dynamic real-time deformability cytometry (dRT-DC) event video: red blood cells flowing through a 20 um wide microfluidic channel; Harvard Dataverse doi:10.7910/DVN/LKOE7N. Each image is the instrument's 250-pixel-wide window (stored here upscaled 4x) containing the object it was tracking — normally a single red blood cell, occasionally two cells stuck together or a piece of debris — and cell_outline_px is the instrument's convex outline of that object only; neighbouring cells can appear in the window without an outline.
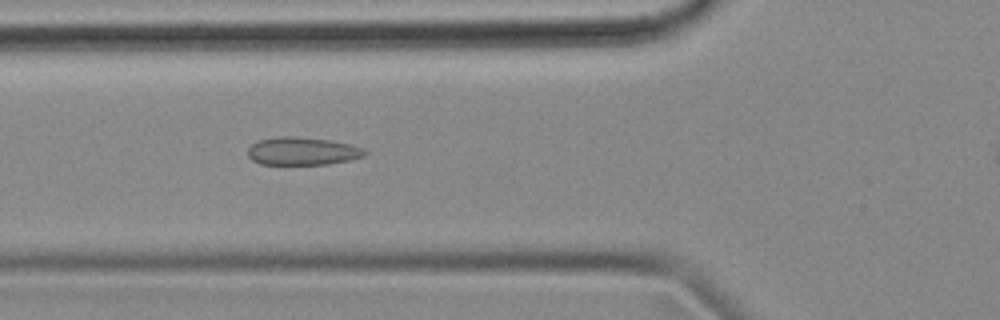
{"species": "common noctule bat (a hibernating species)", "species_latin": "Nyctalus noctula", "temperature_condition": "cold", "stored_images_in_passage": 48, "camera_frame_rate_fps": 3000, "um_per_image_px": 0.085, "animal": {"sex": "female", "body_mass_g": 18.4}, "frame": {"image": 1, "passage_image": 19, "time_ms": 6.0, "image_size_px": [1000, 320], "cell_outline_px": [[368, 152], [364, 156], [348, 160], [328, 164], [260, 164], [252, 160], [248, 156], [248, 148], [252, 144], [260, 140], [280, 136], [296, 136], [328, 140], [348, 144], [364, 148]], "centroid_in_image_um": [25.69, 12.85], "position_along_channel_um": 100.1, "area_um2": 18.9}}
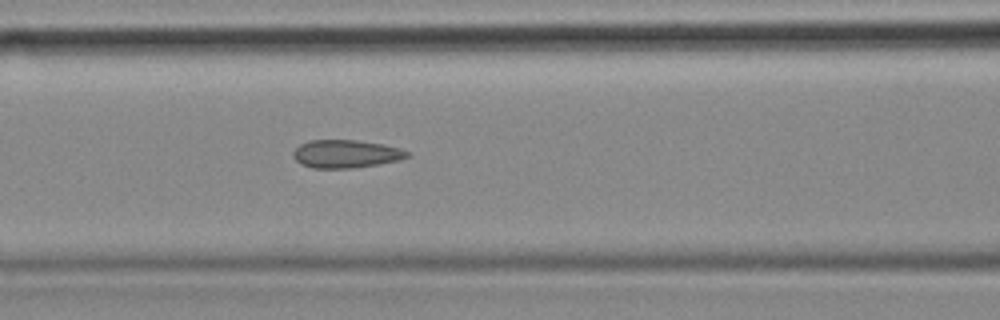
{"frame": {"image": 2, "passage_image": 22, "time_ms": 7.0, "image_size_px": [1000, 320], "cell_outline_px": [[412, 156], [400, 160], [352, 168], [312, 168], [300, 164], [292, 156], [292, 152], [300, 144], [312, 140], [356, 140], [384, 144], [400, 148], [408, 152]], "centroid_in_image_um": [29.4, 13.08], "position_along_channel_um": 137.2, "area_um2": 18.67}}
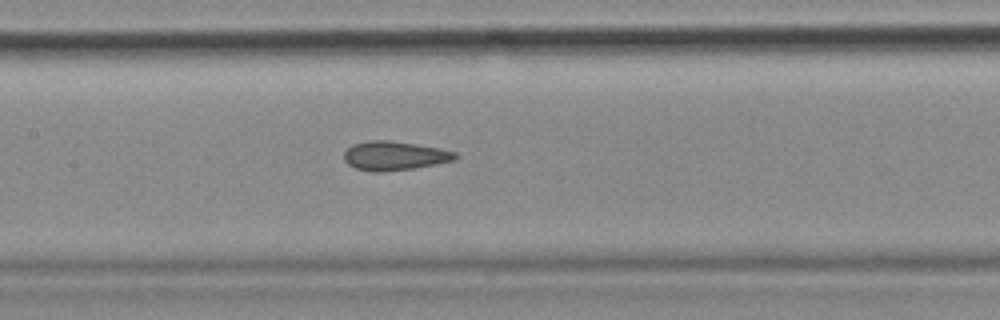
{"frame": {"image": 3, "passage_image": 25, "time_ms": 8.0, "image_size_px": [1000, 320], "cell_outline_px": [[460, 156], [456, 160], [412, 168], [380, 172], [372, 172], [356, 168], [348, 164], [344, 160], [344, 152], [352, 144], [368, 140], [388, 140], [416, 144], [440, 148], [456, 152]], "centroid_in_image_um": [33.53, 13.23], "position_along_channel_um": 173.9, "area_um2": 18.84}}